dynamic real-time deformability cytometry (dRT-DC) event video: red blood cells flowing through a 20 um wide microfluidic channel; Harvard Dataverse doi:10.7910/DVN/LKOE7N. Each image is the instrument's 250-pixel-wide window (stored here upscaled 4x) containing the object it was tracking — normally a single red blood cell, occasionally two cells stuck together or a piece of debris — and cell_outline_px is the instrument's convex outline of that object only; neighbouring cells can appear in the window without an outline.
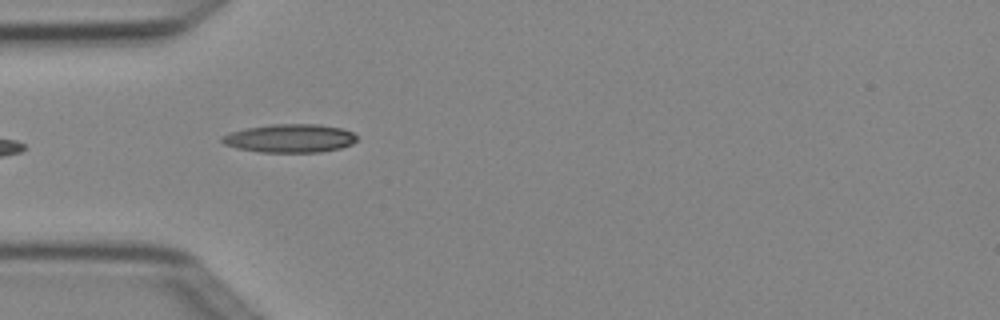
{"species": "Egyptian fruit bat (a non-hibernating species)", "species_latin": "Rousettus aegyptiacus", "temperature_condition": "cold", "stored_images_in_passage": 5, "camera_frame_rate_fps": 3000, "um_per_image_px": 0.085, "animal": {"sex": "female"}, "frame": {"image": 1, "passage_image": 3, "time_ms": 0.667, "image_size_px": [1000, 320], "cell_outline_px": [[356, 140], [352, 144], [340, 148], [320, 152], [260, 152], [236, 148], [224, 144], [220, 140], [220, 136], [244, 128], [272, 124], [320, 124], [340, 128], [352, 132], [356, 136]], "centroid_in_image_um": [24.61, 11.75], "position_along_channel_um": 60.4, "area_um2": 22.37}}
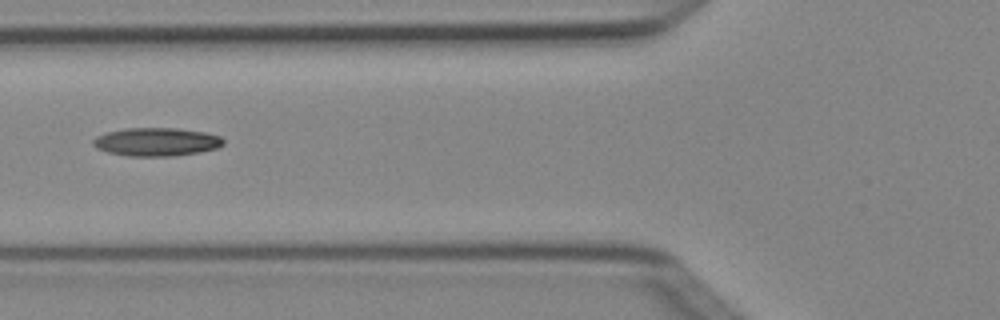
{"frame": {"image": 2, "passage_image": 4, "time_ms": 1.0, "image_size_px": [1000, 320], "cell_outline_px": [[224, 144], [216, 148], [200, 152], [176, 156], [128, 156], [108, 152], [96, 148], [92, 144], [92, 140], [96, 136], [108, 132], [124, 128], [176, 128], [204, 132], [220, 136], [224, 140]], "centroid_in_image_um": [13.29, 12.06], "position_along_channel_um": 112.5, "area_um2": 21.56}}
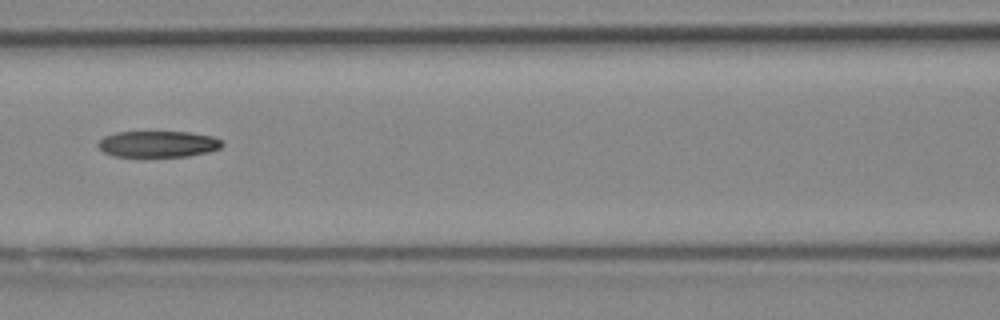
{"frame": {"image": 3, "passage_image": 5, "time_ms": 1.333, "image_size_px": [1000, 320], "cell_outline_px": [[224, 144], [220, 148], [208, 152], [188, 156], [144, 160], [140, 160], [112, 156], [104, 152], [96, 144], [104, 136], [116, 132], [188, 132], [212, 136], [220, 140]], "centroid_in_image_um": [13.37, 12.3], "position_along_channel_um": 153.2, "area_um2": 20.06}}